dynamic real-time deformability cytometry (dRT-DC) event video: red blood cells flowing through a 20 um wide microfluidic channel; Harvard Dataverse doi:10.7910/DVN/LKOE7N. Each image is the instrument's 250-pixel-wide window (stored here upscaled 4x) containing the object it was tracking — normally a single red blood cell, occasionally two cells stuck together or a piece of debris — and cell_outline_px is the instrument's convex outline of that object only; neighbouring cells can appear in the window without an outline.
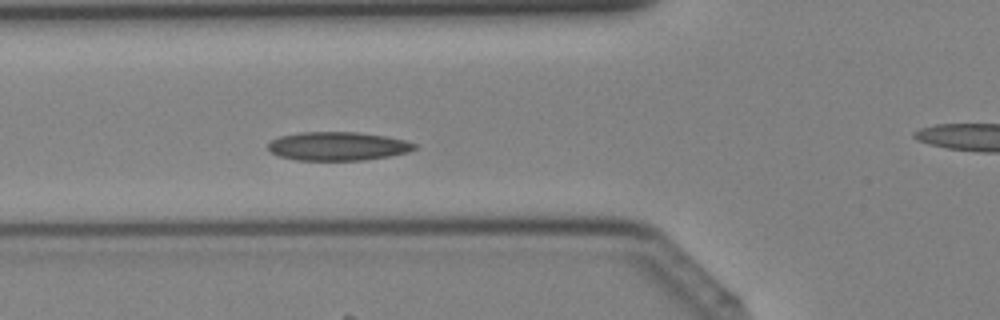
{"species": "Egyptian fruit bat (a non-hibernating species)", "species_latin": "Rousettus aegyptiacus", "temperature_condition": "cold", "stored_images_in_passage": 43, "camera_frame_rate_fps": 3000, "um_per_image_px": 0.085, "animal": {"sex": "female"}, "frame": {"image": 1, "passage_image": 16, "time_ms": 5.0, "image_size_px": [1000, 320], "cell_outline_px": [[416, 148], [408, 152], [388, 156], [364, 160], [296, 160], [280, 156], [272, 152], [268, 148], [268, 144], [272, 140], [280, 136], [300, 132], [360, 132], [384, 136], [404, 140], [416, 144]], "centroid_in_image_um": [28.71, 12.42], "position_along_channel_um": 97.1, "area_um2": 24.28}}
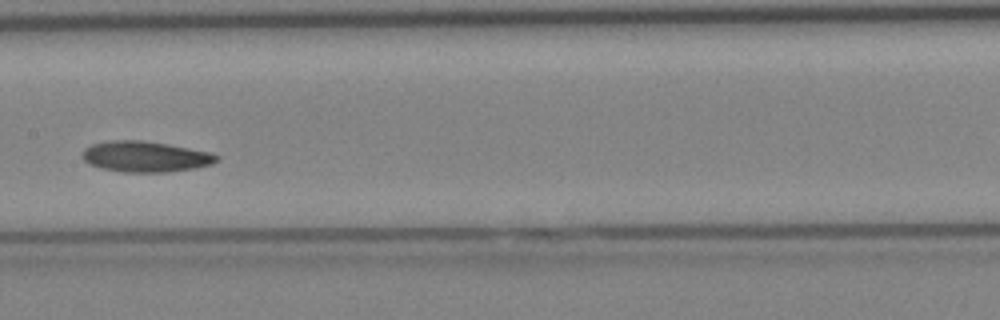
{"frame": {"image": 2, "passage_image": 22, "time_ms": 7.0, "image_size_px": [1000, 320], "cell_outline_px": [[220, 160], [212, 164], [196, 168], [168, 172], [124, 172], [100, 168], [88, 164], [84, 160], [84, 148], [92, 144], [112, 140], [140, 140], [168, 144], [212, 152], [220, 156]], "centroid_in_image_um": [12.41, 13.31], "position_along_channel_um": 195.0, "area_um2": 24.22}}
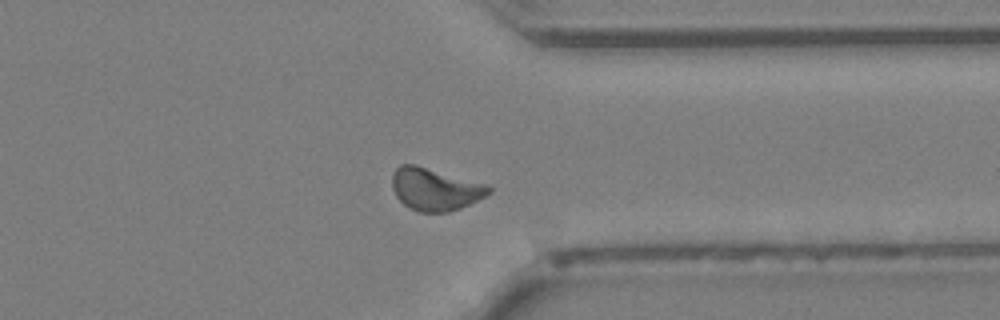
{"frame": {"image": 3, "passage_image": 33, "time_ms": 10.667, "image_size_px": [1000, 320], "cell_outline_px": [[492, 192], [460, 208], [448, 212], [420, 212], [404, 204], [396, 196], [392, 188], [392, 172], [400, 164], [416, 164], [488, 184], [492, 188]], "centroid_in_image_um": [36.97, 16.06], "position_along_channel_um": 374.4, "area_um2": 23.93}}